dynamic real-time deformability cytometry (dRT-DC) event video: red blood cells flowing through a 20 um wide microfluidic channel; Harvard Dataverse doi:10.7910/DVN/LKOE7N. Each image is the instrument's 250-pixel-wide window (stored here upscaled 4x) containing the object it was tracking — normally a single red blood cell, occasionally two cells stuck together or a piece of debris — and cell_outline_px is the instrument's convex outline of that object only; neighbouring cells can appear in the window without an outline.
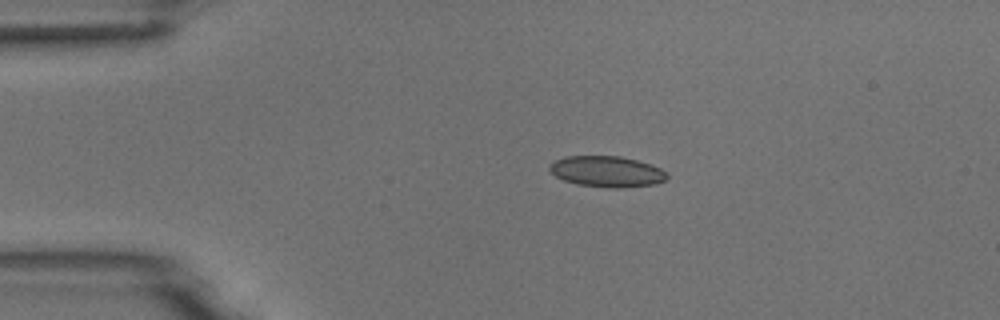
{"species": "common noctule bat (a hibernating species)", "species_latin": "Nyctalus noctula", "temperature_condition": "room temperature", "stored_images_in_passage": 4, "camera_frame_rate_fps": 3000, "um_per_image_px": 0.085, "animal": {"sex": "male", "body_mass_g": 18.8}, "frame": {"image": 1, "passage_image": 4, "time_ms": 1.0, "image_size_px": [1000, 320], "cell_outline_px": [[668, 176], [664, 180], [656, 184], [620, 188], [608, 188], [576, 184], [564, 180], [556, 176], [548, 168], [548, 164], [564, 156], [620, 156], [636, 160], [660, 168]], "centroid_in_image_um": [51.54, 14.58], "position_along_channel_um": 33.5, "area_um2": 21.1}}